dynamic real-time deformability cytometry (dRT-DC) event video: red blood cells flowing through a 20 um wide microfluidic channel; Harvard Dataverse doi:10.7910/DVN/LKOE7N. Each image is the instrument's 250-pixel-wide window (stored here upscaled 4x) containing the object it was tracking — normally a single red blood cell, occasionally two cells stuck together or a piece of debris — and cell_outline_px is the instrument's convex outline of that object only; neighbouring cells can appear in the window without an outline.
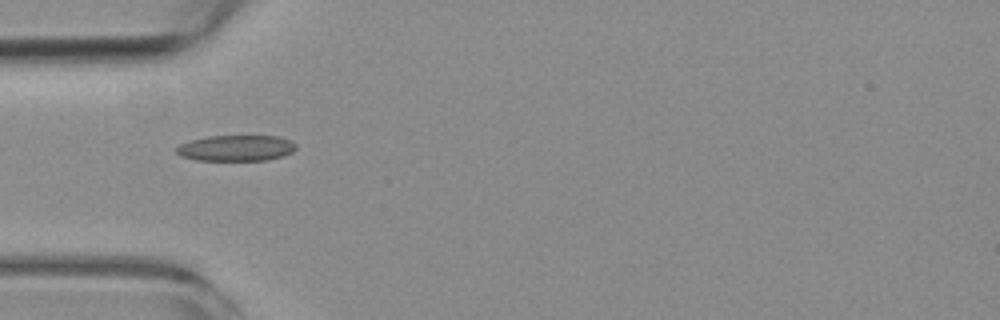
{"species": "common noctule bat (a hibernating species)", "species_latin": "Nyctalus noctula", "temperature_condition": "room temperature", "stored_images_in_passage": 3, "camera_frame_rate_fps": 3000, "um_per_image_px": 0.085, "animal": {"sex": "female", "body_mass_g": 19.3, "forearm_length_mm": 54.1}, "frame": {"image": 1, "passage_image": 1, "time_ms": 0.0, "image_size_px": [1000, 320], "cell_outline_px": [[296, 148], [292, 152], [284, 156], [268, 160], [196, 160], [180, 156], [176, 152], [176, 148], [180, 144], [192, 140], [208, 136], [276, 136], [292, 140], [296, 144]], "centroid_in_image_um": [20.09, 12.59], "position_along_channel_um": 64.9, "area_um2": 18.09}}
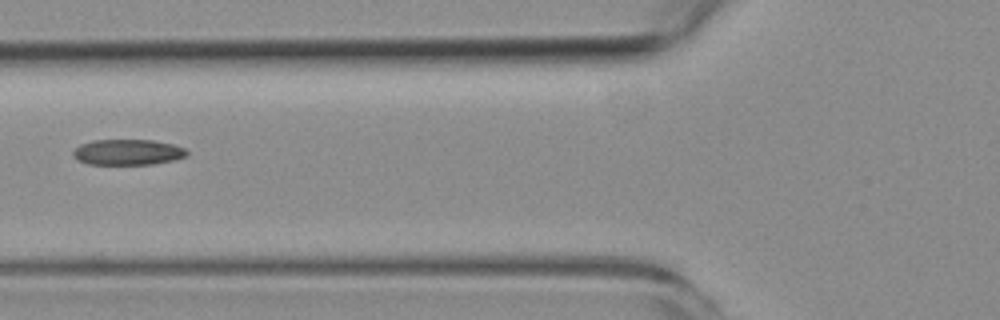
{"frame": {"image": 2, "passage_image": 2, "time_ms": 1.333, "image_size_px": [1000, 320], "cell_outline_px": [[188, 152], [184, 156], [172, 160], [152, 164], [88, 164], [76, 160], [72, 156], [72, 152], [80, 144], [92, 140], [152, 140], [172, 144], [184, 148]], "centroid_in_image_um": [10.79, 12.93], "position_along_channel_um": 115.0, "area_um2": 16.94}}
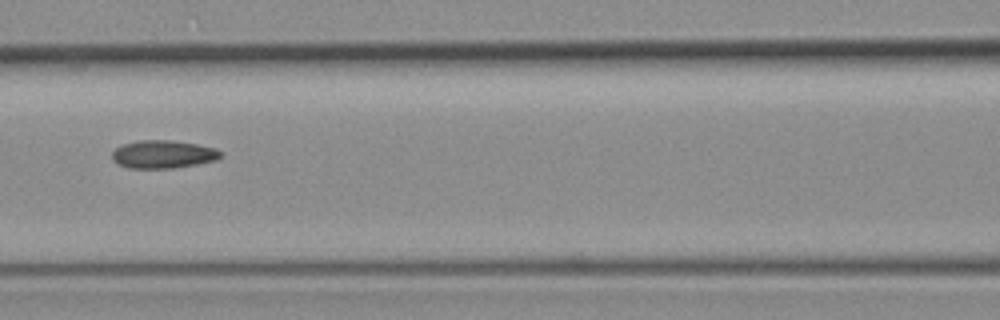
{"frame": {"image": 3, "passage_image": 3, "time_ms": 2.333, "image_size_px": [1000, 320], "cell_outline_px": [[224, 152], [216, 160], [196, 164], [172, 168], [128, 168], [116, 164], [112, 160], [112, 152], [116, 148], [124, 144], [140, 140], [168, 140], [196, 144], [216, 148]], "centroid_in_image_um": [13.85, 13.12], "position_along_channel_um": 152.8, "area_um2": 17.69}}